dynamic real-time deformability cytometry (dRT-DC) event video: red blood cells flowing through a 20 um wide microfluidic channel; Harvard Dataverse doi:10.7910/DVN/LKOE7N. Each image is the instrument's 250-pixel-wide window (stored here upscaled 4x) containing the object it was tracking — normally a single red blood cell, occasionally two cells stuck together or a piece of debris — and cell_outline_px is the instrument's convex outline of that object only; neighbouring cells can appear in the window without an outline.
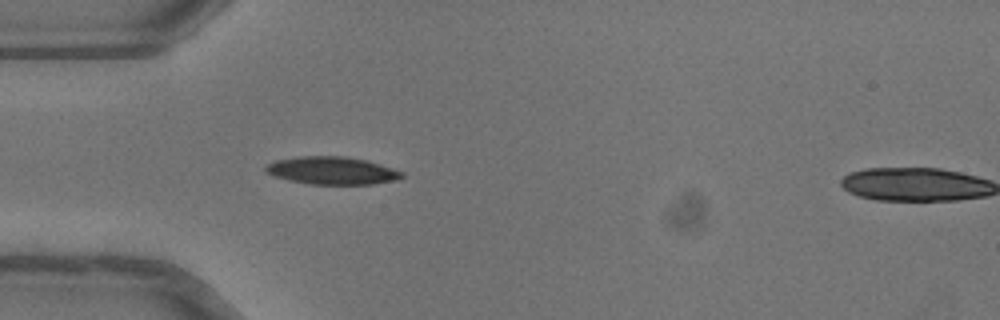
{"species": "common noctule bat (a hibernating species)", "species_latin": "Nyctalus noctula", "temperature_condition": "warm", "stored_images_in_passage": 11, "camera_frame_rate_fps": 3000, "um_per_image_px": 0.085, "animal": {"sex": "female"}, "frame": {"image": 1, "passage_image": 10, "time_ms": 3.0, "image_size_px": [1000, 320], "cell_outline_px": [[404, 176], [396, 180], [372, 184], [312, 184], [288, 180], [264, 172], [264, 168], [268, 164], [276, 160], [296, 156], [348, 156], [368, 160], [404, 172]], "centroid_in_image_um": [28.23, 14.49], "position_along_channel_um": 56.8, "area_um2": 22.08}}